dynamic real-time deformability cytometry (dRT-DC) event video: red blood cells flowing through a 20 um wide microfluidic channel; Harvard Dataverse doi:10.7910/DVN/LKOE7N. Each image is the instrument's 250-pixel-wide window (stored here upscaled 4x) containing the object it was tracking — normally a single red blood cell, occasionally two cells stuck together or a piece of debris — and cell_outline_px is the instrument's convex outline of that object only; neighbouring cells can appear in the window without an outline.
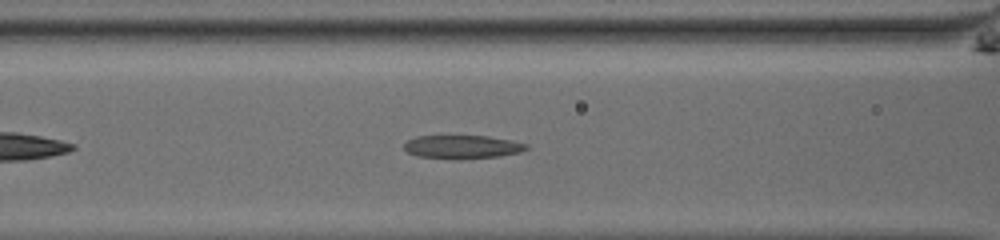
{"species": "common noctule bat (a hibernating species)", "species_latin": "Nyctalus noctula", "temperature_condition": "room temperature", "stored_images_in_passage": 31, "camera_frame_rate_fps": 3000, "um_per_image_px": 0.085, "animal": {"sex": "male", "body_mass_g": 13.0, "forearm_length_mm": 53.1}, "frame": {"image": 1, "passage_image": 6, "time_ms": 1.667, "image_size_px": [1000, 240], "cell_outline_px": [[528, 148], [520, 152], [496, 156], [460, 160], [456, 160], [416, 156], [408, 152], [404, 148], [404, 144], [408, 140], [416, 136], [488, 136], [528, 144]], "centroid_in_image_um": [39.25, 12.5], "position_along_channel_um": 127.3, "area_um2": 16.7}}
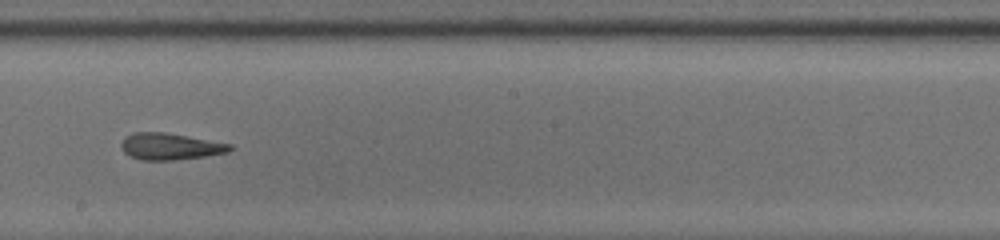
{"frame": {"image": 2, "passage_image": 14, "time_ms": 4.333, "image_size_px": [1000, 240], "cell_outline_px": [[236, 148], [228, 152], [204, 156], [172, 160], [140, 160], [124, 152], [120, 144], [132, 132], [164, 132], [232, 144]], "centroid_in_image_um": [14.5, 12.45], "position_along_channel_um": 233.7, "area_um2": 16.7}}
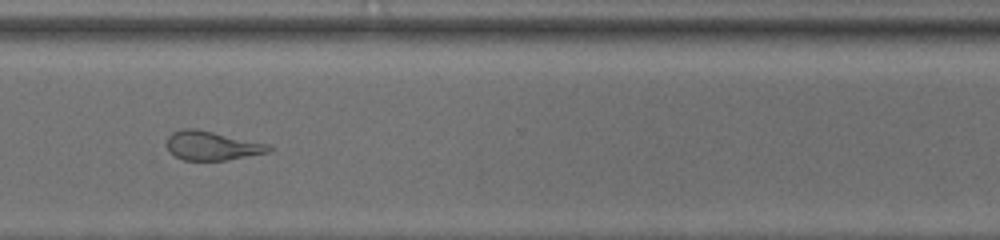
{"frame": {"image": 3, "passage_image": 23, "time_ms": 7.333, "image_size_px": [1000, 240], "cell_outline_px": [[272, 148], [268, 152], [228, 160], [184, 160], [168, 152], [168, 136], [172, 132], [180, 128], [196, 128], [268, 144]], "centroid_in_image_um": [17.98, 12.37], "position_along_channel_um": 352.6, "area_um2": 17.17}, "authors_computed_cell_mechanics": {"area_um2": 17.34, "velocity_mm_per_s": 3.9795, "shape_relaxation_time_tau1_ms": 5.2329, "shape_relaxation_time_tau2_ms": 1.4478, "deformation_change_tau1": 0.1739, "deformation_change_tau2": 0.1119}}